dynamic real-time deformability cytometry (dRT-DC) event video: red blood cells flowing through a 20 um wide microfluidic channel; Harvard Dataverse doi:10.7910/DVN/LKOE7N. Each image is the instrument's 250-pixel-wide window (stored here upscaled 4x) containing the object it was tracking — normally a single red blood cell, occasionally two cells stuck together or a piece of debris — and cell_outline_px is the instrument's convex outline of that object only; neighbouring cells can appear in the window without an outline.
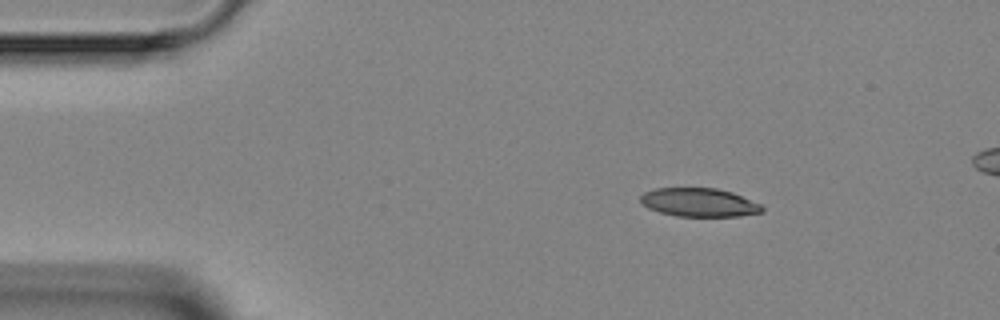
{"species": "Egyptian fruit bat (a non-hibernating species)", "species_latin": "Rousettus aegyptiacus", "temperature_condition": "room temperature", "stored_images_in_passage": 6, "camera_frame_rate_fps": 3000, "um_per_image_px": 0.085, "animal": {"sex": "female"}, "frame": {"image": 1, "passage_image": 1, "time_ms": 0.0, "image_size_px": [1000, 320], "cell_outline_px": [[764, 212], [740, 216], [676, 216], [660, 212], [648, 208], [640, 200], [640, 196], [644, 192], [656, 188], [716, 188], [732, 192], [760, 204], [764, 208]], "centroid_in_image_um": [59.43, 17.2], "position_along_channel_um": 25.6, "area_um2": 20.17}}
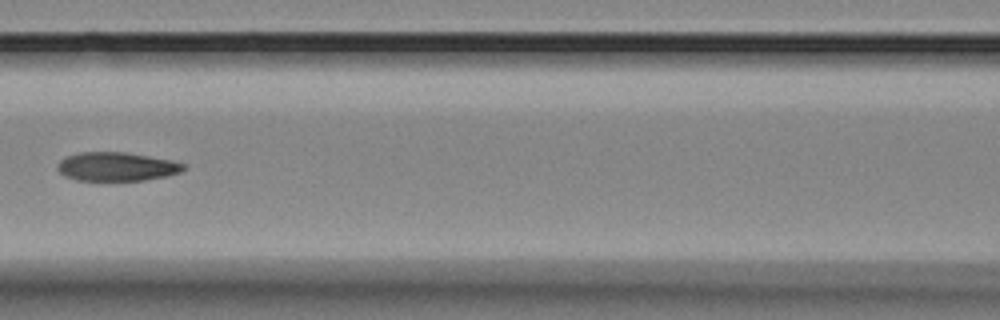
{"frame": {"image": 2, "passage_image": 5, "time_ms": 4.667, "image_size_px": [1000, 320], "cell_outline_px": [[184, 168], [180, 172], [164, 176], [144, 180], [76, 180], [64, 176], [56, 168], [56, 164], [60, 160], [68, 156], [80, 152], [124, 152], [172, 160], [184, 164]], "centroid_in_image_um": [9.86, 14.16], "position_along_channel_um": 156.7, "area_um2": 20.92}}
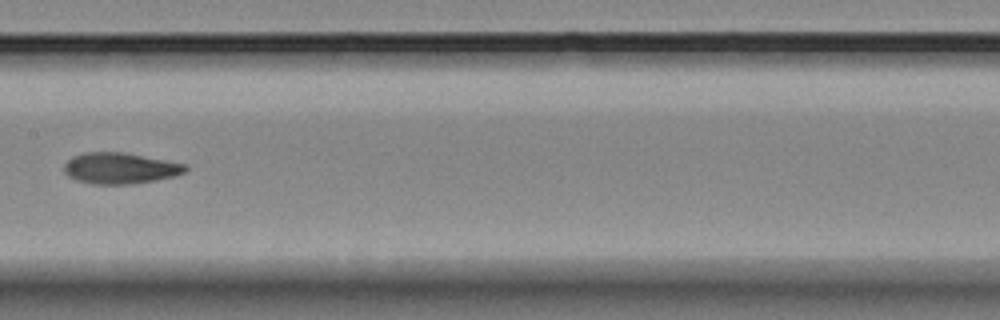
{"frame": {"image": 3, "passage_image": 6, "time_ms": 5.667, "image_size_px": [1000, 320], "cell_outline_px": [[188, 168], [184, 172], [172, 176], [156, 180], [132, 184], [92, 184], [76, 180], [68, 176], [64, 172], [64, 164], [72, 156], [84, 152], [124, 152], [188, 164]], "centroid_in_image_um": [10.19, 14.29], "position_along_channel_um": 197.2, "area_um2": 22.08}}